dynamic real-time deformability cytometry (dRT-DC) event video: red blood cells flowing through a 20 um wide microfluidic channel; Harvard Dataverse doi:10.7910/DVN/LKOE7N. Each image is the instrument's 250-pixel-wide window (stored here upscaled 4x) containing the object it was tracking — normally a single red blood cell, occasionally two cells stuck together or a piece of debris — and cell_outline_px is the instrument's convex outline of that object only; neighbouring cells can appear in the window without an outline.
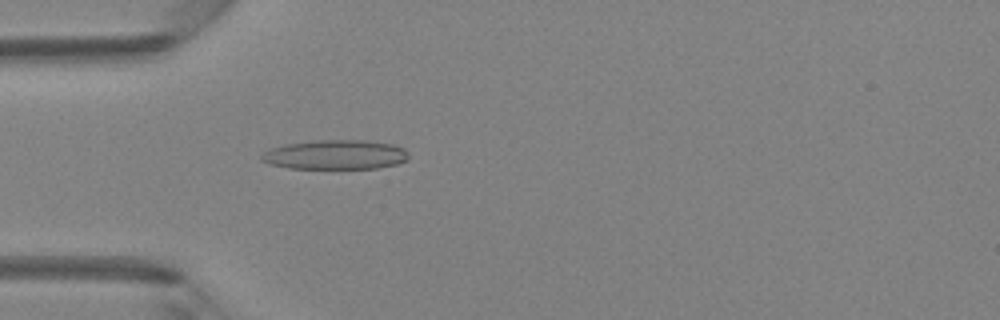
{"species": "Egyptian fruit bat (a non-hibernating species)", "species_latin": "Rousettus aegyptiacus", "temperature_condition": "room temperature", "stored_images_in_passage": 45, "camera_frame_rate_fps": 3000, "um_per_image_px": 0.085, "animal": {"sex": "female"}, "frame": {"image": 1, "passage_image": 11, "time_ms": 3.333, "image_size_px": [1000, 320], "cell_outline_px": [[408, 160], [396, 164], [376, 168], [288, 168], [272, 164], [260, 160], [260, 156], [264, 152], [272, 148], [288, 144], [316, 140], [364, 140], [392, 144], [404, 148], [408, 152]], "centroid_in_image_um": [28.54, 13.14], "position_along_channel_um": 56.5, "area_um2": 25.09}}
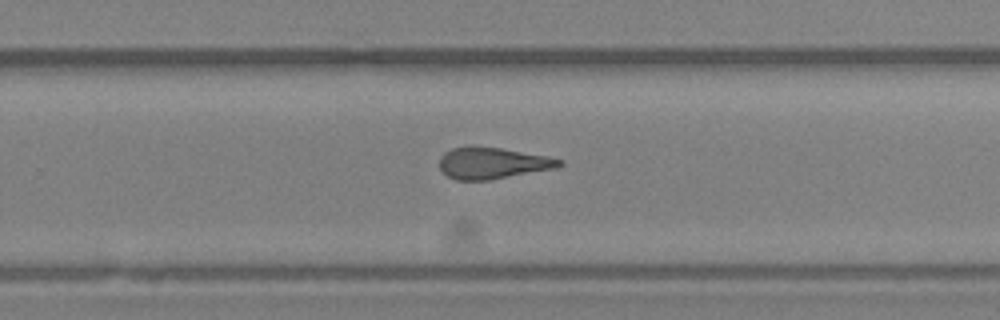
{"frame": {"image": 2, "passage_image": 28, "time_ms": 9.0, "image_size_px": [1000, 320], "cell_outline_px": [[564, 164], [556, 168], [488, 180], [456, 180], [448, 176], [440, 168], [440, 156], [444, 152], [452, 148], [468, 144], [472, 144], [500, 148], [548, 156], [564, 160]], "centroid_in_image_um": [41.85, 13.83], "position_along_channel_um": 288.0, "area_um2": 22.25}}
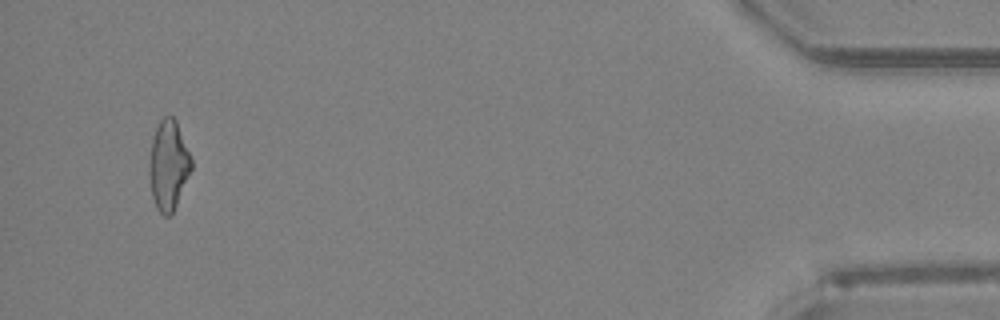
{"frame": {"image": 3, "passage_image": 43, "time_ms": 14.0, "image_size_px": [1000, 320], "cell_outline_px": [[192, 168], [176, 204], [172, 212], [168, 216], [164, 216], [156, 208], [152, 196], [148, 172], [148, 164], [152, 140], [156, 128], [160, 120], [164, 116], [172, 116], [176, 120], [192, 160]], "centroid_in_image_um": [14.3, 14.03], "position_along_channel_um": 420.9, "area_um2": 21.79}, "authors_computed_cell_mechanics": {"area_um2": 22.7732, "velocity_mm_per_s": 4.1799, "shape_relaxation_time_tau1_ms": null, "shape_relaxation_time_tau2_ms": 3.2506, "deformation_change_tau1": null, "deformation_change_tau2": 0.1416}}